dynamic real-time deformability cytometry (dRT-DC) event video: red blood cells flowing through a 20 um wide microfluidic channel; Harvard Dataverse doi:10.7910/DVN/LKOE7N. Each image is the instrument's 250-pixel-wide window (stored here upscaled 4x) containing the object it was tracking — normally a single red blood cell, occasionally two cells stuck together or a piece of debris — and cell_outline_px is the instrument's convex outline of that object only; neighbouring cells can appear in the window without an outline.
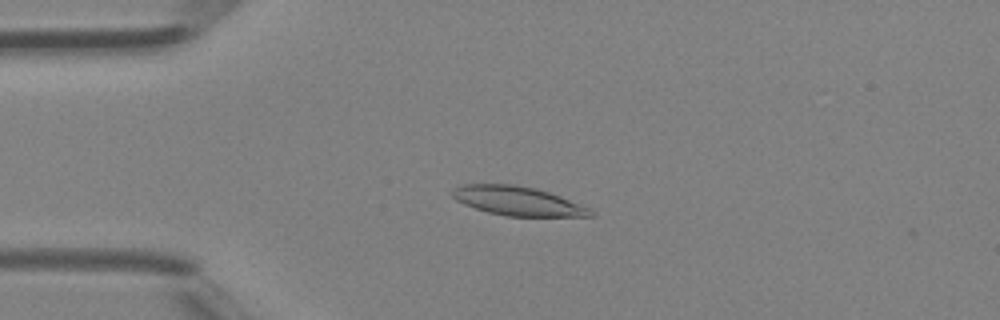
{"species": "Egyptian fruit bat (a non-hibernating species)", "species_latin": "Rousettus aegyptiacus", "temperature_condition": "room temperature", "stored_images_in_passage": 43, "camera_frame_rate_fps": 3000, "um_per_image_px": 0.085, "animal": {"sex": "female"}, "frame": {"image": 1, "passage_image": 11, "time_ms": 3.333, "image_size_px": [1000, 320], "cell_outline_px": [[596, 216], [504, 216], [488, 212], [464, 204], [456, 200], [452, 196], [452, 188], [460, 184], [516, 184], [536, 188], [560, 196], [588, 208], [596, 212]], "centroid_in_image_um": [43.98, 17.07], "position_along_channel_um": 41.0, "area_um2": 23.41}}
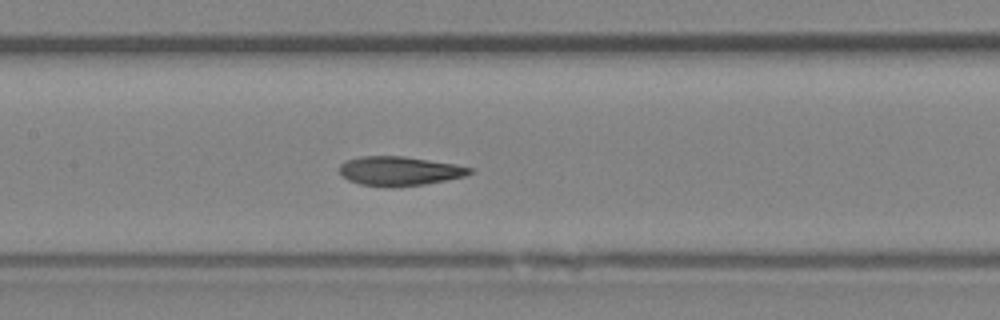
{"frame": {"image": 2, "passage_image": 21, "time_ms": 6.667, "image_size_px": [1000, 320], "cell_outline_px": [[472, 172], [464, 176], [424, 184], [392, 188], [360, 184], [348, 180], [340, 172], [340, 164], [348, 160], [360, 156], [404, 156], [456, 164], [472, 168]], "centroid_in_image_um": [33.94, 14.54], "position_along_channel_um": 173.5, "area_um2": 22.08}}
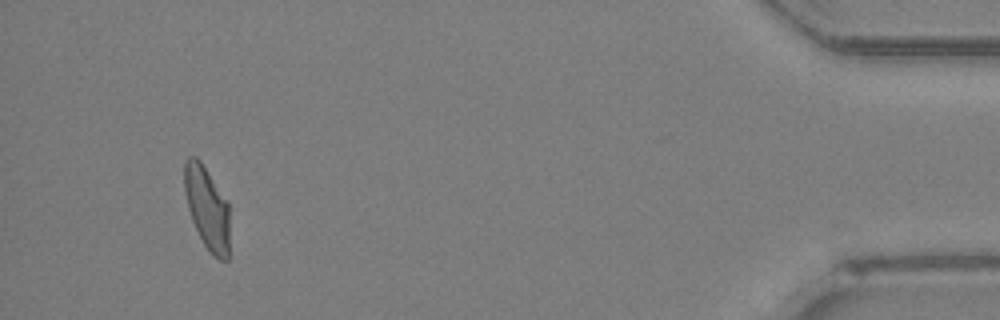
{"frame": {"image": 3, "passage_image": 41, "time_ms": 13.333, "image_size_px": [1000, 320], "cell_outline_px": [[228, 260], [220, 260], [212, 256], [204, 244], [192, 220], [188, 208], [184, 192], [184, 160], [188, 156], [196, 156], [200, 160], [228, 200]], "centroid_in_image_um": [17.59, 17.63], "position_along_channel_um": 417.6, "area_um2": 21.91}}